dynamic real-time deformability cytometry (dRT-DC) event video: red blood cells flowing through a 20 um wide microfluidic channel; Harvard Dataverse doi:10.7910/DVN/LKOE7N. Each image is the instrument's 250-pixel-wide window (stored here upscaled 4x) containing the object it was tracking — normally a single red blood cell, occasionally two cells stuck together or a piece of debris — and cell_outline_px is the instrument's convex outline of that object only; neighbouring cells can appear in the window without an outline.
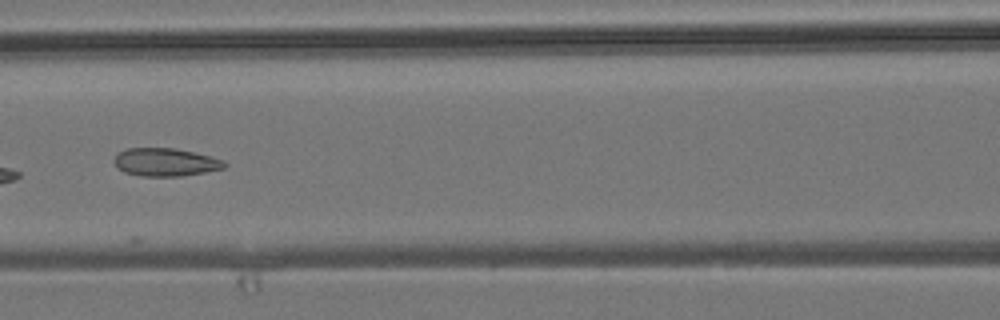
{"species": "common noctule bat (a hibernating species)", "species_latin": "Nyctalus noctula", "temperature_condition": "room temperature", "stored_images_in_passage": 4, "camera_frame_rate_fps": 3000, "um_per_image_px": 0.085, "animal": {"sex": "male", "body_mass_g": 19.2, "forearm_length_mm": 51.8}, "frame": {"image": 1, "passage_image": 3, "time_ms": 2.333, "image_size_px": [1000, 320], "cell_outline_px": [[228, 164], [224, 168], [184, 176], [140, 176], [124, 172], [112, 160], [116, 152], [128, 148], [176, 148], [224, 160]], "centroid_in_image_um": [14.04, 13.78], "position_along_channel_um": 152.6, "area_um2": 18.03}}
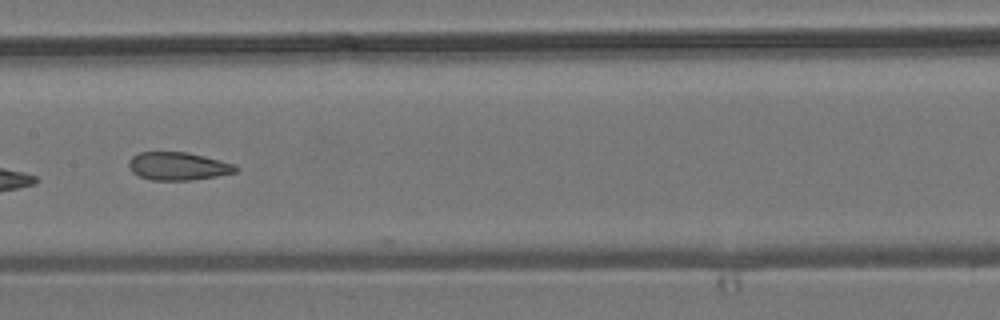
{"frame": {"image": 2, "passage_image": 4, "time_ms": 3.333, "image_size_px": [1000, 320], "cell_outline_px": [[240, 168], [236, 172], [216, 176], [192, 180], [152, 180], [140, 176], [132, 172], [128, 164], [128, 160], [132, 156], [140, 152], [188, 152], [236, 164]], "centroid_in_image_um": [15.15, 14.12], "position_along_channel_um": 192.2, "area_um2": 17.51}}